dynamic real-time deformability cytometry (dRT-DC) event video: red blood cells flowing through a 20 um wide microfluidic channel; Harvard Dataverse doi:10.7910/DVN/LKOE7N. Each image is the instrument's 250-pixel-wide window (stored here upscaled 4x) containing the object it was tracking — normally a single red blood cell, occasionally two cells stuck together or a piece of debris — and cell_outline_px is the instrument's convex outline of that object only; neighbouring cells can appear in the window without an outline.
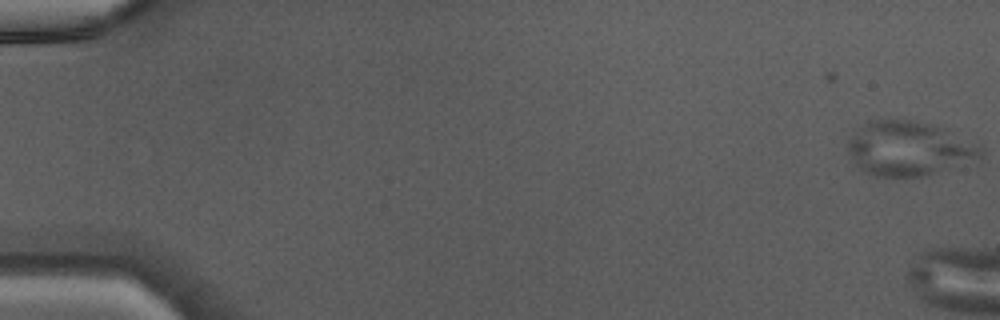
{"species": "Egyptian fruit bat (a non-hibernating species)", "species_latin": "Rousettus aegyptiacus", "temperature_condition": "warm", "stored_images_in_passage": 6, "camera_frame_rate_fps": 3000, "um_per_image_px": 0.085, "animal": {"sex": "male"}, "frame": {"image": 1, "passage_image": 1, "time_ms": 0.0, "image_size_px": [1000, 320], "cell_outline_px": [[984, 152], [980, 156], [948, 168], [924, 176], [876, 176], [864, 172], [856, 164], [848, 152], [848, 140], [864, 124], [872, 120], [912, 120], [928, 124], [940, 128], [980, 144]], "centroid_in_image_um": [77.21, 12.63], "position_along_channel_um": 7.8, "area_um2": 41.1}}